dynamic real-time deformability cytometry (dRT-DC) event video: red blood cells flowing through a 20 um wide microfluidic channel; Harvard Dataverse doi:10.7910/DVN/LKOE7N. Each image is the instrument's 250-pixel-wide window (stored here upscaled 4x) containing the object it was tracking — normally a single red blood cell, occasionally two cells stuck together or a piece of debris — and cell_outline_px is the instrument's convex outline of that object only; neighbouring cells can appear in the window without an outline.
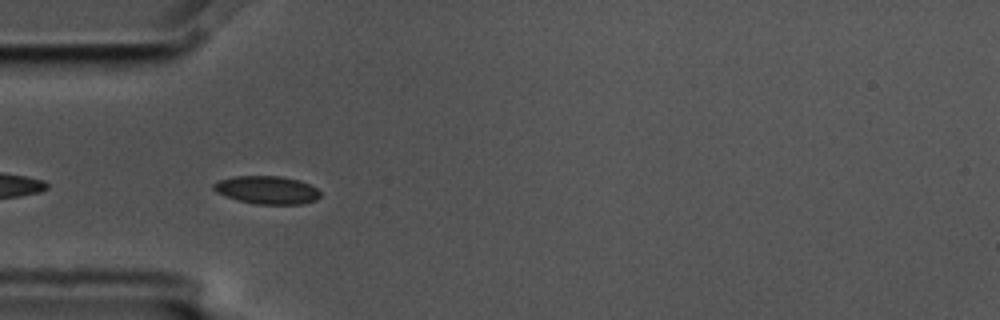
{"species": "common noctule bat (a hibernating species)", "species_latin": "Nyctalus noctula", "temperature_condition": "cold", "stored_images_in_passage": 5, "camera_frame_rate_fps": 3000, "um_per_image_px": 0.085, "animal": {"sex": "male", "body_mass_g": 17.5, "forearm_length_mm": 52.3}, "frame": {"image": 1, "passage_image": 4, "time_ms": 1.0, "image_size_px": [1000, 320], "cell_outline_px": [[320, 196], [316, 200], [304, 204], [256, 204], [236, 200], [224, 196], [216, 192], [212, 188], [212, 184], [220, 180], [236, 176], [280, 176], [300, 180], [316, 188], [320, 192]], "centroid_in_image_um": [22.68, 16.15], "position_along_channel_um": 62.3, "area_um2": 17.51}}